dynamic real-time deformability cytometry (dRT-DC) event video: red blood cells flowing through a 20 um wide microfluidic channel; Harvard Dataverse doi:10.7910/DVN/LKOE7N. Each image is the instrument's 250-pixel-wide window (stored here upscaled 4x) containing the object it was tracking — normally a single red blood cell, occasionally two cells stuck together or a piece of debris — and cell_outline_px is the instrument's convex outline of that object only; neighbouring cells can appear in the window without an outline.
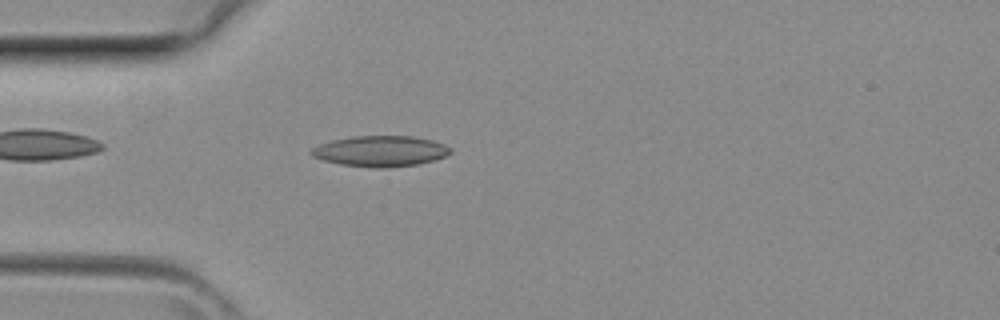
{"species": "common noctule bat (a hibernating species)", "species_latin": "Nyctalus noctula", "temperature_condition": "room temperature", "stored_images_in_passage": 1, "camera_frame_rate_fps": 3000, "um_per_image_px": 0.085, "animal": {"sex": "female", "body_mass_g": 29.2, "forearm_length_mm": 56.3}, "frame": {"image": 1, "passage_image": 1, "time_ms": 0.0, "image_size_px": [1000, 320], "cell_outline_px": [[452, 152], [444, 156], [432, 160], [416, 164], [384, 168], [372, 168], [340, 164], [324, 160], [312, 156], [308, 152], [312, 148], [320, 144], [332, 140], [352, 136], [412, 136], [432, 140], [444, 144], [452, 148]], "centroid_in_image_um": [32.31, 12.84], "position_along_channel_um": 52.7, "area_um2": 24.85}}